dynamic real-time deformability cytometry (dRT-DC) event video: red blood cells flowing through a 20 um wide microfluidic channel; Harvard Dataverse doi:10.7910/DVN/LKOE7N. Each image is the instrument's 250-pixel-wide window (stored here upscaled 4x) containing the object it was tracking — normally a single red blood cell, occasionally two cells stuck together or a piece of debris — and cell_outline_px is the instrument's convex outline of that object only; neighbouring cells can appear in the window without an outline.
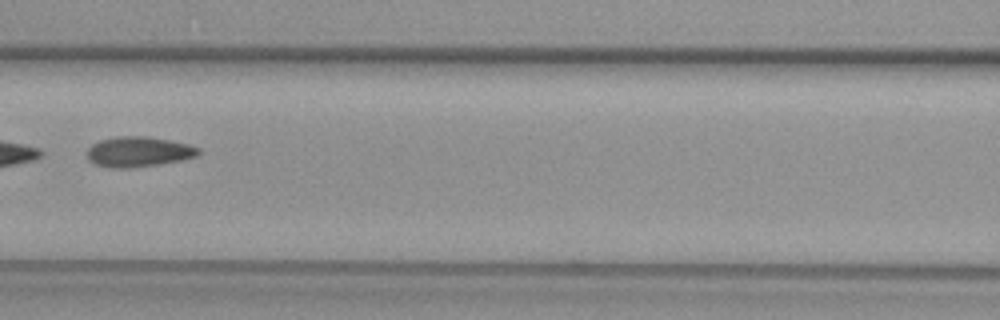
{"species": "common noctule bat (a hibernating species)", "species_latin": "Nyctalus noctula", "temperature_condition": "warm", "stored_images_in_passage": 49, "camera_frame_rate_fps": 3000, "um_per_image_px": 0.085, "animal": {"sex": "female", "body_mass_g": 29.2, "forearm_length_mm": 56.3}, "frame": {"image": 1, "passage_image": 22, "time_ms": 7.0, "image_size_px": [1000, 320], "cell_outline_px": [[200, 152], [196, 156], [180, 160], [156, 164], [128, 168], [108, 168], [96, 164], [88, 160], [88, 148], [92, 144], [100, 140], [116, 136], [148, 136], [188, 144], [200, 148]], "centroid_in_image_um": [11.75, 12.89], "position_along_channel_um": 154.9, "area_um2": 19.48}}